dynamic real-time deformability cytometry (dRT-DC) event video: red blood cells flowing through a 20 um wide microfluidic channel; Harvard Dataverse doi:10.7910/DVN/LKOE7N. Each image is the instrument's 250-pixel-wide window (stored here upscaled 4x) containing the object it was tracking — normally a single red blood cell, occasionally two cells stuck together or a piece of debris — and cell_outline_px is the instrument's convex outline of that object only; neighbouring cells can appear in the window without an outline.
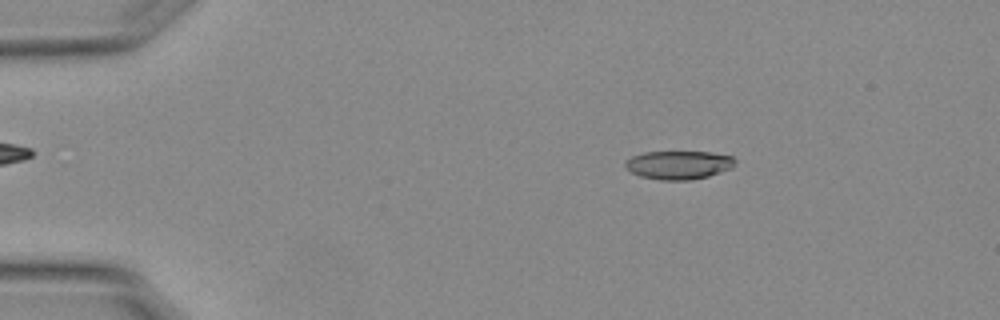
{"species": "Egyptian fruit bat (a non-hibernating species)", "species_latin": "Rousettus aegyptiacus", "temperature_condition": "warm", "stored_images_in_passage": 52, "camera_frame_rate_fps": 3000, "um_per_image_px": 0.085, "animal": {"sex": "female"}, "frame": {"image": 1, "passage_image": 7, "time_ms": 2.0, "image_size_px": [1000, 320], "cell_outline_px": [[736, 160], [732, 168], [708, 176], [692, 180], [660, 180], [640, 176], [632, 172], [624, 164], [624, 160], [632, 156], [644, 152], [712, 152], [732, 156]], "centroid_in_image_um": [57.69, 14.02], "position_along_channel_um": 27.3, "area_um2": 18.26}}
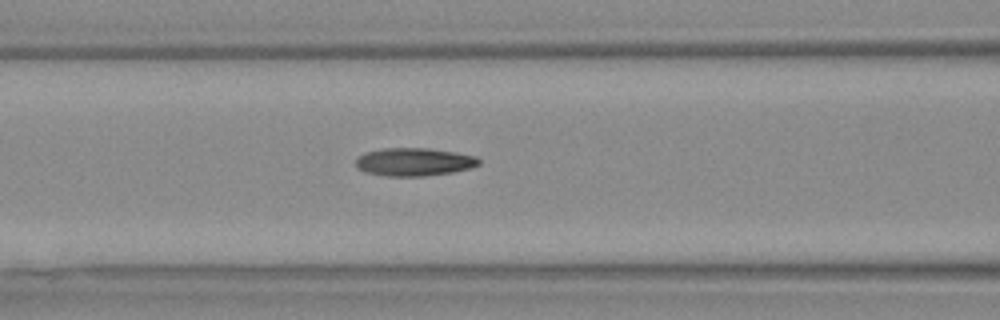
{"frame": {"image": 2, "passage_image": 21, "time_ms": 6.667, "image_size_px": [1000, 320], "cell_outline_px": [[480, 164], [472, 168], [452, 172], [424, 176], [388, 176], [364, 172], [356, 168], [356, 156], [364, 152], [384, 148], [428, 148], [476, 156], [480, 160]], "centroid_in_image_um": [35.16, 13.76], "position_along_channel_um": 131.4, "area_um2": 20.23}}
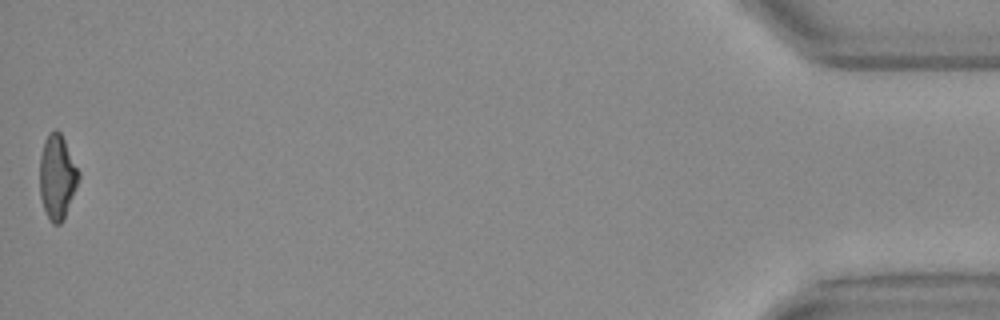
{"frame": {"image": 3, "passage_image": 52, "time_ms": 17.0, "image_size_px": [1000, 320], "cell_outline_px": [[80, 176], [64, 220], [60, 224], [52, 224], [44, 208], [40, 196], [40, 156], [44, 140], [48, 132], [56, 128], [60, 132], [80, 172]], "centroid_in_image_um": [4.86, 15.02], "position_along_channel_um": 430.3, "area_um2": 19.13}, "authors_computed_cell_mechanics": {"area_um2": 19.0451, "velocity_mm_per_s": 3.7994, "shape_relaxation_time_tau1_ms": 7.0043, "shape_relaxation_time_tau2_ms": 3.1473, "deformation_change_tau1": 0.2318, "deformation_change_tau2": 0.1357}}